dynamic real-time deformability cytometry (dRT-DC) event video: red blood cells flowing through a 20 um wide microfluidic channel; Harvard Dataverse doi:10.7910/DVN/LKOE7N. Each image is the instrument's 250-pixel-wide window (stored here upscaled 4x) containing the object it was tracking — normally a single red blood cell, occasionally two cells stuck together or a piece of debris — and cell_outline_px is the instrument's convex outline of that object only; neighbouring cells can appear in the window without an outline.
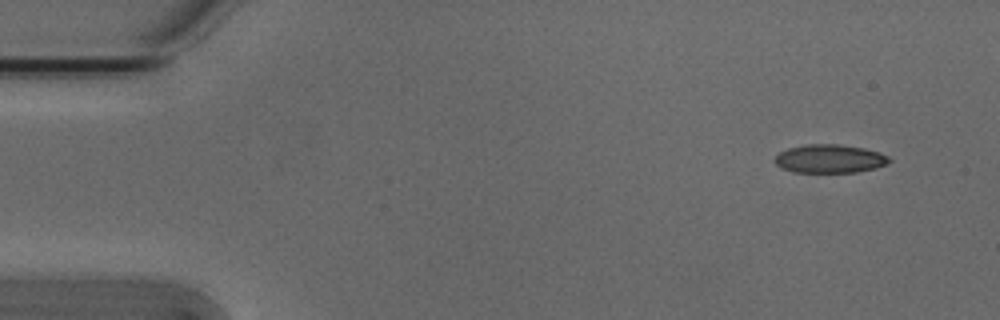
{"species": "Egyptian fruit bat (a non-hibernating species)", "species_latin": "Rousettus aegyptiacus", "temperature_condition": "cold", "stored_images_in_passage": 50, "camera_frame_rate_fps": 3000, "um_per_image_px": 0.085, "animal": {"sex": "male"}, "frame": {"image": 1, "passage_image": 1, "time_ms": 0.0, "image_size_px": [1000, 320], "cell_outline_px": [[892, 160], [876, 168], [856, 172], [792, 172], [776, 164], [772, 160], [780, 152], [788, 148], [804, 144], [840, 144], [864, 148], [880, 152], [888, 156]], "centroid_in_image_um": [70.52, 13.48], "position_along_channel_um": 14.5, "area_um2": 19.02}}
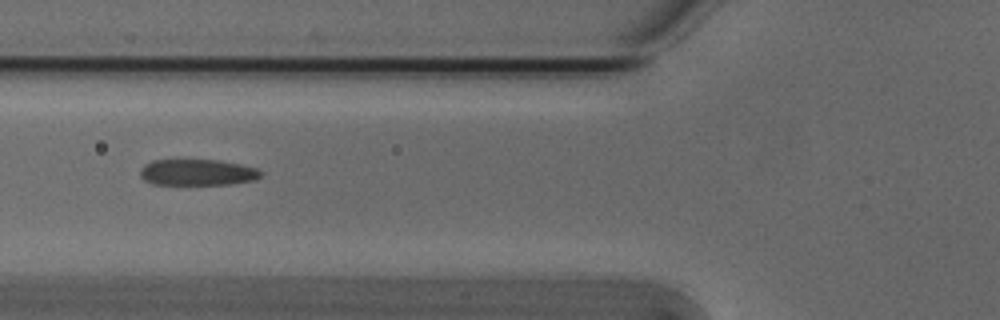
{"frame": {"image": 2, "passage_image": 17, "time_ms": 5.333, "image_size_px": [1000, 320], "cell_outline_px": [[264, 172], [256, 180], [232, 184], [152, 184], [144, 180], [140, 176], [140, 168], [144, 164], [152, 160], [220, 160], [240, 164], [256, 168]], "centroid_in_image_um": [16.78, 14.65], "position_along_channel_um": 109.0, "area_um2": 18.55}}
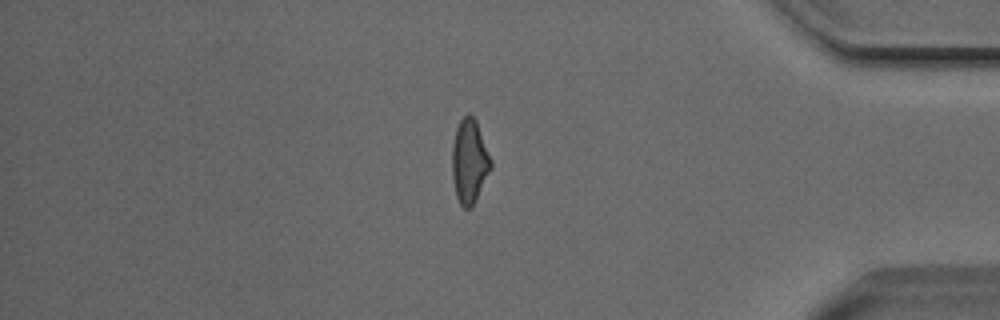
{"frame": {"image": 3, "passage_image": 42, "time_ms": 13.667, "image_size_px": [1000, 320], "cell_outline_px": [[492, 168], [472, 208], [464, 208], [460, 204], [456, 196], [452, 176], [452, 144], [456, 128], [460, 120], [468, 112], [476, 120], [492, 160]], "centroid_in_image_um": [39.9, 13.72], "position_along_channel_um": 395.3, "area_um2": 19.19}, "authors_computed_cell_mechanics": {"area_um2": 19.1896, "velocity_mm_per_s": 3.825, "shape_relaxation_time_tau1_ms": 4.8465, "shape_relaxation_time_tau2_ms": 1.5653, "deformation_change_tau1": 0.1553, "deformation_change_tau2": 0.0761}}